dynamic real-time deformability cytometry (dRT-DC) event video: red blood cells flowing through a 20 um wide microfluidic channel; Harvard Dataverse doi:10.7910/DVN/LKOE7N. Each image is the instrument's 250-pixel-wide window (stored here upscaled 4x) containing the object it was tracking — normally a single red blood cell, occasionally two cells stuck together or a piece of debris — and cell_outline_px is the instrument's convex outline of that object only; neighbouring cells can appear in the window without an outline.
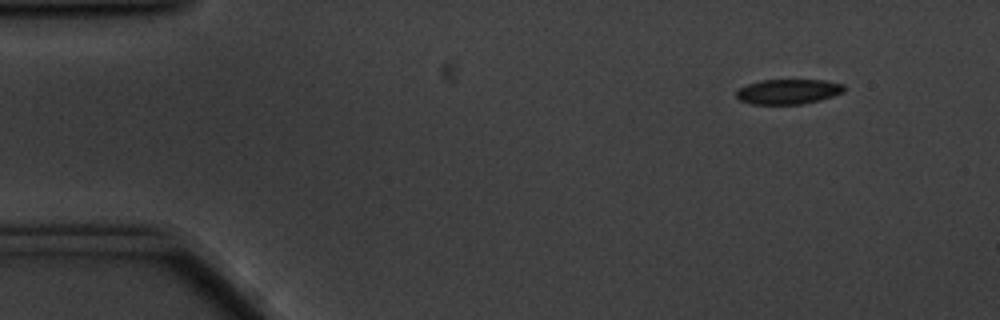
{"species": "common noctule bat (a hibernating species)", "species_latin": "Nyctalus noctula", "temperature_condition": "cold", "stored_images_in_passage": 2, "camera_frame_rate_fps": 3000, "um_per_image_px": 0.085, "animal": {"sex": "male", "body_mass_g": 20.1, "forearm_length_mm": 53.5}, "frame": {"image": 1, "passage_image": 1, "time_ms": 0.0, "image_size_px": [1000, 320], "cell_outline_px": [[844, 92], [820, 100], [800, 104], [752, 104], [740, 100], [736, 96], [736, 92], [740, 88], [748, 84], [760, 80], [824, 80], [844, 84]], "centroid_in_image_um": [67.0, 7.78], "position_along_channel_um": 18.0, "area_um2": 15.61}}